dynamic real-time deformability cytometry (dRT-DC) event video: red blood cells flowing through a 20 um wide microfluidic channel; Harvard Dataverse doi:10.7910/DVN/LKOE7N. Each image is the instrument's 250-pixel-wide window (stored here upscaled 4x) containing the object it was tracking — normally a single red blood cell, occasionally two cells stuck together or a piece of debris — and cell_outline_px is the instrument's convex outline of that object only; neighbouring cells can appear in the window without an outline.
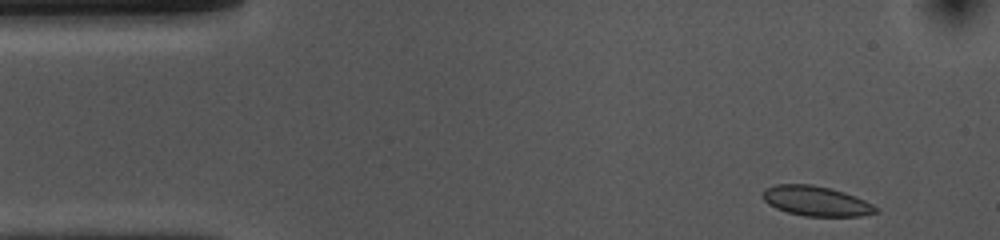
{"species": "common noctule bat (a hibernating species)", "species_latin": "Nyctalus noctula", "temperature_condition": "cold", "stored_images_in_passage": 45, "camera_frame_rate_fps": 3000, "um_per_image_px": 0.085, "animal": {"sex": "female", "body_mass_g": 10.0, "forearm_length_mm": 53.1}, "frame": {"image": 1, "passage_image": 1, "time_ms": 0.0, "image_size_px": [1000, 240], "cell_outline_px": [[880, 212], [860, 216], [804, 216], [788, 212], [776, 208], [768, 204], [764, 200], [764, 188], [776, 184], [812, 184], [844, 192], [856, 196], [880, 208]], "centroid_in_image_um": [69.4, 17.09], "position_along_channel_um": 15.6, "area_um2": 19.71}}
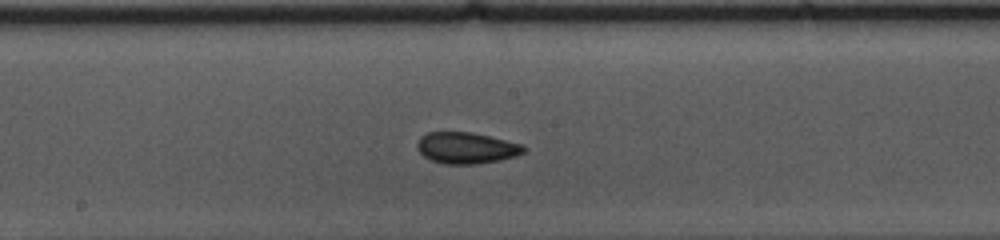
{"frame": {"image": 2, "passage_image": 23, "time_ms": 7.333, "image_size_px": [1000, 240], "cell_outline_px": [[528, 148], [524, 152], [516, 156], [500, 160], [476, 164], [444, 164], [432, 160], [424, 156], [416, 148], [416, 144], [420, 136], [428, 132], [472, 132], [524, 144]], "centroid_in_image_um": [39.66, 12.57], "position_along_channel_um": 208.5, "area_um2": 19.65}}
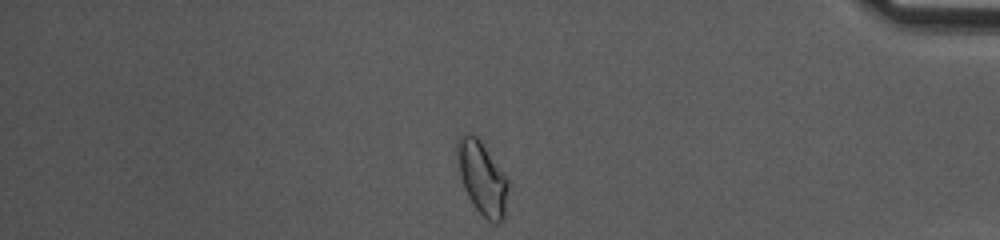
{"frame": {"image": 3, "passage_image": 41, "time_ms": 13.333, "image_size_px": [1000, 240], "cell_outline_px": [[508, 188], [504, 216], [496, 224], [492, 224], [472, 204], [464, 188], [460, 172], [456, 152], [456, 140], [460, 132], [472, 132], [480, 140], [508, 180]], "centroid_in_image_um": [40.95, 15.08], "position_along_channel_um": 394.3, "area_um2": 21.56}, "authors_computed_cell_mechanics": {"area_um2": 19.652, "velocity_mm_per_s": 3.7031, "shape_relaxation_time_tau1_ms": 5.385, "shape_relaxation_time_tau2_ms": 2.8784, "deformation_change_tau1": 0.0823, "deformation_change_tau2": 0.0527}}